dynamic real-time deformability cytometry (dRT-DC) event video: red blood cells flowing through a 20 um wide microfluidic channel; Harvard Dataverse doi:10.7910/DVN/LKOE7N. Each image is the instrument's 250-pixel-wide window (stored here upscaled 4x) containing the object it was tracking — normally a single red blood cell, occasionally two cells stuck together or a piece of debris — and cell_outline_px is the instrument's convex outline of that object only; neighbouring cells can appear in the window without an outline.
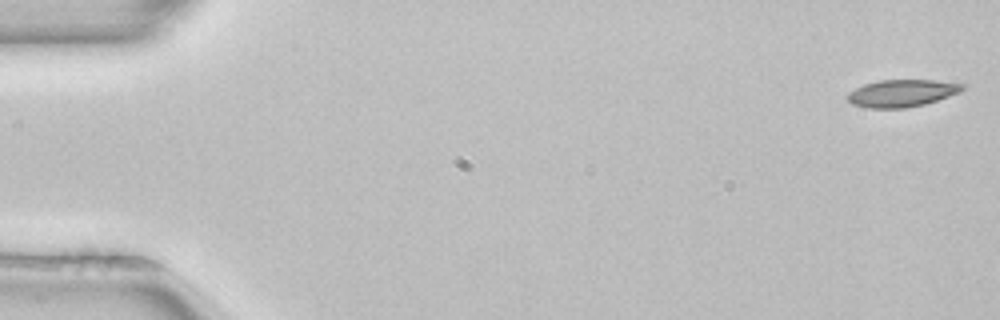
{"species": "common noctule bat (a hibernating species)", "species_latin": "Nyctalus noctula", "temperature_condition": "room temperature", "stored_images_in_passage": 8, "camera_frame_rate_fps": 3000, "um_per_image_px": 0.085, "animal": {"sex": "female", "body_mass_g": 22.7, "forearm_length_mm": 54.2}, "frame": {"image": 1, "passage_image": 1, "time_ms": 0.0, "image_size_px": [1000, 320], "cell_outline_px": [[968, 84], [960, 92], [924, 104], [904, 108], [868, 108], [852, 104], [848, 100], [848, 92], [864, 84], [880, 80], [932, 80]], "centroid_in_image_um": [76.66, 7.91], "position_along_channel_um": 8.3, "area_um2": 18.15}}